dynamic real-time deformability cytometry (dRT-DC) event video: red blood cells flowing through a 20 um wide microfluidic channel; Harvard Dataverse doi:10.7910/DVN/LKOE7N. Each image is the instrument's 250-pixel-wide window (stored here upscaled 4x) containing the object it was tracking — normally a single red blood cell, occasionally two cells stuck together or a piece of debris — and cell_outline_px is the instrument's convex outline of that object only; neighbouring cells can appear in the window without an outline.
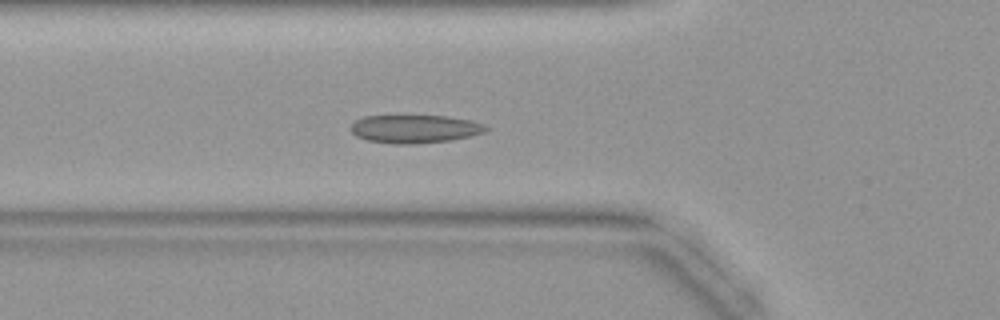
{"species": "common noctule bat (a hibernating species)", "species_latin": "Nyctalus noctula", "temperature_condition": "warm", "stored_images_in_passage": 35, "camera_frame_rate_fps": 3000, "um_per_image_px": 0.085, "animal": {"sex": "female", "body_mass_g": 19.9}, "frame": {"image": 1, "passage_image": 14, "time_ms": 4.333, "image_size_px": [1000, 320], "cell_outline_px": [[488, 128], [484, 132], [452, 140], [412, 144], [392, 144], [368, 140], [356, 136], [352, 132], [352, 124], [356, 120], [364, 116], [396, 112], [448, 116], [468, 120], [484, 124]], "centroid_in_image_um": [35.19, 10.9], "position_along_channel_um": 90.6, "area_um2": 23.18}}
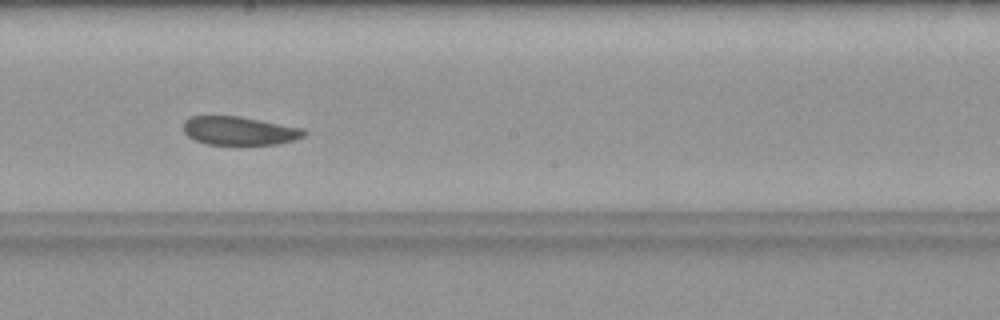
{"frame": {"image": 2, "passage_image": 23, "time_ms": 7.333, "image_size_px": [1000, 320], "cell_outline_px": [[308, 132], [304, 136], [292, 140], [276, 144], [204, 144], [188, 136], [184, 132], [184, 120], [188, 116], [240, 116], [304, 128]], "centroid_in_image_um": [20.34, 11.1], "position_along_channel_um": 227.9, "area_um2": 20.06}}
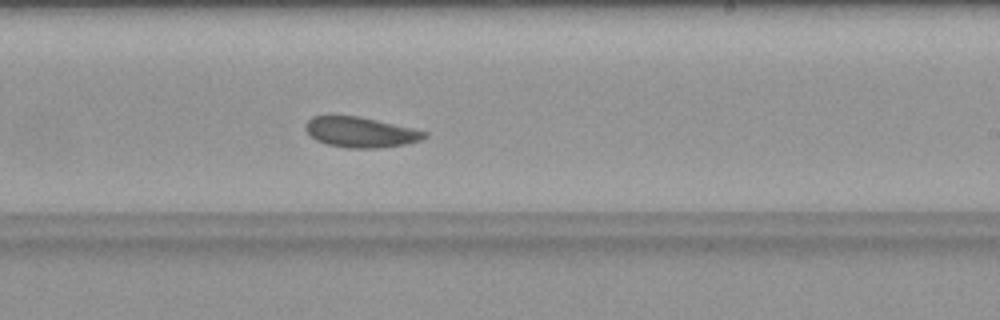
{"frame": {"image": 3, "passage_image": 25, "time_ms": 8.0, "image_size_px": [1000, 320], "cell_outline_px": [[428, 136], [420, 140], [404, 144], [376, 148], [348, 148], [328, 144], [316, 140], [304, 128], [304, 124], [312, 116], [360, 116], [412, 128], [428, 132]], "centroid_in_image_um": [30.64, 11.23], "position_along_channel_um": 258.4, "area_um2": 20.87}}